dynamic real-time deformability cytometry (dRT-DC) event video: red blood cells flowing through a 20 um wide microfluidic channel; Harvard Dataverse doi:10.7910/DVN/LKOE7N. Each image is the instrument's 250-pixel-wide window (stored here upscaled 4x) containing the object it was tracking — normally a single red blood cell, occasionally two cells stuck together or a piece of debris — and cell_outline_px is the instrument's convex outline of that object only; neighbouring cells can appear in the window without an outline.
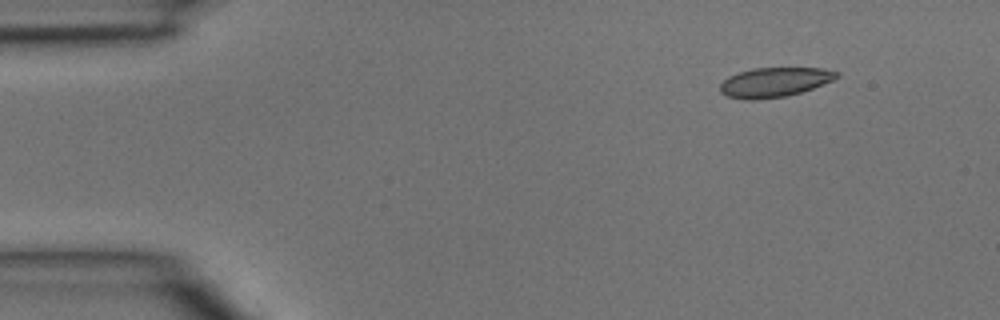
{"species": "common noctule bat (a hibernating species)", "species_latin": "Nyctalus noctula", "temperature_condition": "room temperature", "stored_images_in_passage": 3, "segment_of_instrument_passage": [2, 2], "camera_frame_rate_fps": 3000, "um_per_image_px": 0.085, "animal": {"sex": "male", "body_mass_g": 15.6}, "frame": {"image": 1, "passage_image": 3, "time_ms": 0.667, "image_size_px": [1000, 320], "cell_outline_px": [[840, 76], [832, 80], [812, 88], [788, 96], [752, 100], [744, 100], [728, 96], [720, 92], [720, 84], [728, 76], [752, 68], [820, 68], [840, 72]], "centroid_in_image_um": [65.81, 6.99], "position_along_channel_um": 19.2, "area_um2": 20.0}}